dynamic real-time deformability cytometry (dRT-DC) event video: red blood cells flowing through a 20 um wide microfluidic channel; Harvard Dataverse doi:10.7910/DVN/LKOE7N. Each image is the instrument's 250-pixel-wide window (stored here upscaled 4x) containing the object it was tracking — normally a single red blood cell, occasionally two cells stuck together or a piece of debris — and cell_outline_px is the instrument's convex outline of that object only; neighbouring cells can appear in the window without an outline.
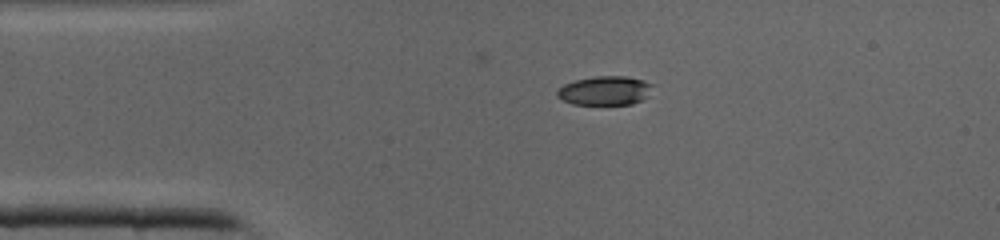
{"species": "common noctule bat (a hibernating species)", "species_latin": "Nyctalus noctula", "temperature_condition": "cold", "stored_images_in_passage": 21, "camera_frame_rate_fps": 3000, "um_per_image_px": 0.085, "animal": {"sex": "male", "body_mass_g": 19.0, "forearm_length_mm": 50.8}, "frame": {"image": 1, "passage_image": 1, "time_ms": 0.0, "image_size_px": [1000, 240], "cell_outline_px": [[652, 84], [644, 100], [632, 104], [572, 104], [556, 96], [556, 92], [564, 84], [576, 80], [592, 76], [624, 76], [644, 80]], "centroid_in_image_um": [51.4, 7.7], "position_along_channel_um": 33.6, "area_um2": 16.01}}
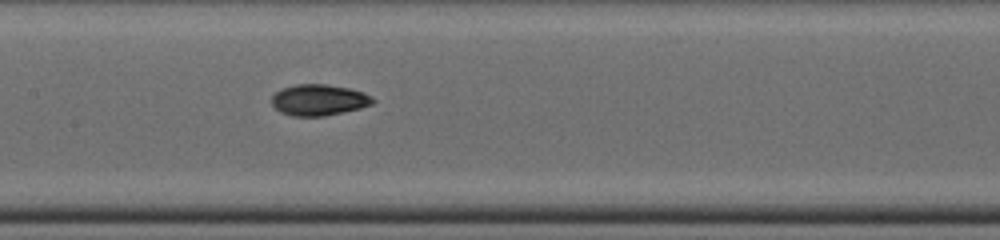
{"frame": {"image": 2, "passage_image": 12, "time_ms": 3.667, "image_size_px": [1000, 240], "cell_outline_px": [[376, 100], [372, 104], [360, 108], [324, 116], [292, 116], [280, 112], [272, 104], [272, 96], [276, 92], [284, 88], [296, 84], [328, 84], [348, 88], [364, 92], [372, 96]], "centroid_in_image_um": [27.12, 8.49], "position_along_channel_um": 180.3, "area_um2": 18.32}}
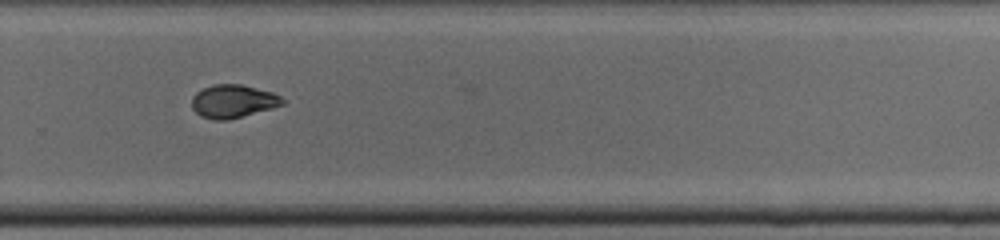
{"frame": {"image": 3, "passage_image": 20, "time_ms": 6.333, "image_size_px": [1000, 240], "cell_outline_px": [[284, 104], [272, 108], [228, 120], [216, 120], [200, 116], [192, 108], [192, 96], [196, 92], [212, 84], [240, 84], [272, 92], [280, 96], [284, 100]], "centroid_in_image_um": [19.79, 8.61], "position_along_channel_um": 310.0, "area_um2": 17.46}}